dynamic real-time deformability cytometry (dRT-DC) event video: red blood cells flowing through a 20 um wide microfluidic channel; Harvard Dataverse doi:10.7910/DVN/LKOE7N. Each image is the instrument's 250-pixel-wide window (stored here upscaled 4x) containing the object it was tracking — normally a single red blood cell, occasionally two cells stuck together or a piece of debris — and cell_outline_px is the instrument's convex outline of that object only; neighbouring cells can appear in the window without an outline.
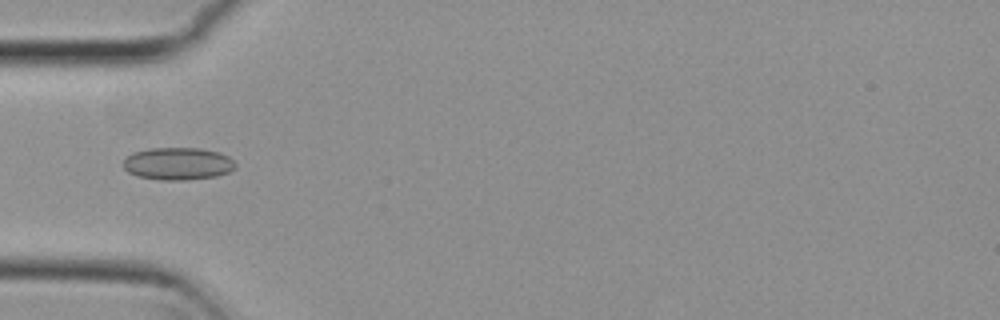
{"species": "common noctule bat (a hibernating species)", "species_latin": "Nyctalus noctula", "temperature_condition": "cold", "stored_images_in_passage": 6, "camera_frame_rate_fps": 3000, "um_per_image_px": 0.085, "animal": {"sex": "female", "body_mass_g": 29.2, "forearm_length_mm": 56.3}, "frame": {"image": 1, "passage_image": 3, "time_ms": 0.667, "image_size_px": [1000, 320], "cell_outline_px": [[236, 168], [228, 172], [216, 176], [188, 180], [160, 180], [136, 176], [128, 172], [124, 168], [124, 160], [132, 152], [148, 148], [200, 148], [220, 152], [228, 156], [236, 164]], "centroid_in_image_um": [15.12, 13.91], "position_along_channel_um": 69.9, "area_um2": 21.39}}
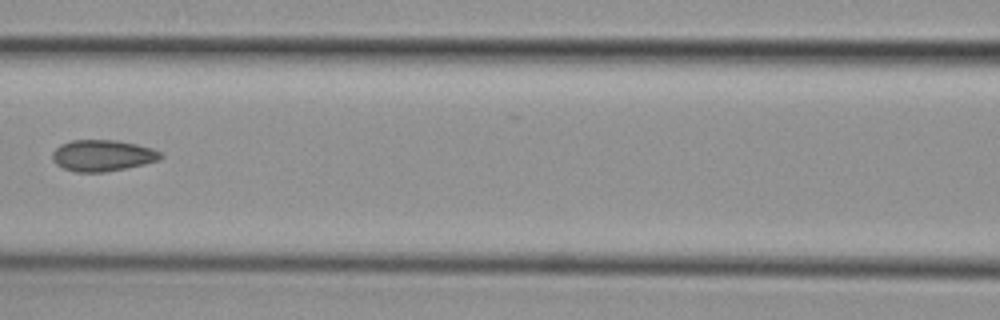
{"frame": {"image": 2, "passage_image": 5, "time_ms": 1.333, "image_size_px": [1000, 320], "cell_outline_px": [[164, 156], [160, 160], [144, 164], [104, 172], [76, 172], [64, 168], [56, 164], [52, 160], [52, 152], [60, 144], [72, 140], [116, 140], [136, 144], [152, 148], [160, 152]], "centroid_in_image_um": [8.71, 13.21], "position_along_channel_um": 157.9, "area_um2": 19.77}}
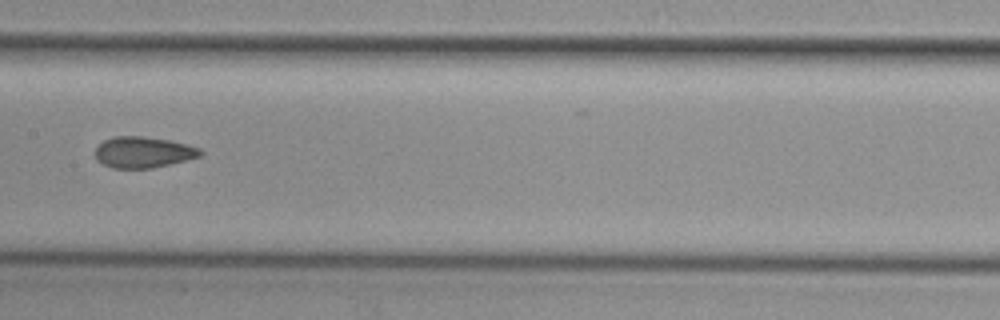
{"frame": {"image": 3, "passage_image": 6, "time_ms": 1.667, "image_size_px": [1000, 320], "cell_outline_px": [[204, 152], [200, 156], [152, 168], [112, 168], [96, 160], [96, 148], [104, 140], [112, 136], [144, 136], [172, 140], [200, 148]], "centroid_in_image_um": [12.17, 12.92], "position_along_channel_um": 195.2, "area_um2": 19.02}}